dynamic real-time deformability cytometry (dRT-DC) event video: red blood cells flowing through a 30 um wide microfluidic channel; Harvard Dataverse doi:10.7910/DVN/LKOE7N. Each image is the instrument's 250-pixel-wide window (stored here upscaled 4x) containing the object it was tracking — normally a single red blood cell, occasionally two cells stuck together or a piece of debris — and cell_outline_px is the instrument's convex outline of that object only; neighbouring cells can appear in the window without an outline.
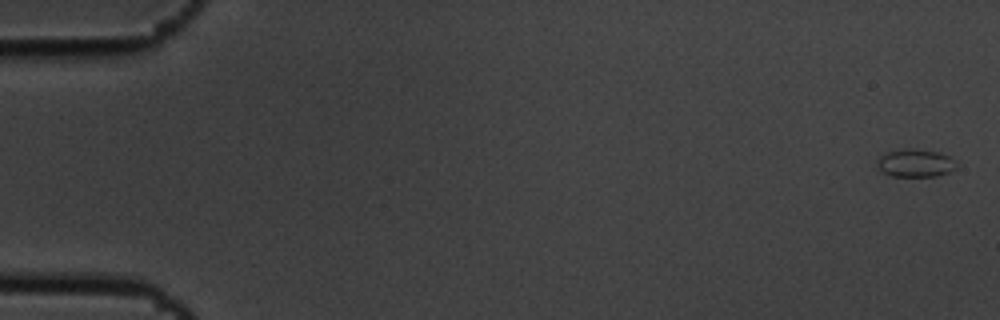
{"species": "common noctule bat (a hibernating species)", "species_latin": "Nyctalus noctula", "temperature_condition": "cold", "stored_images_in_passage": 4, "camera_frame_rate_fps": 3000, "um_per_image_px": 0.085, "animal": {"sex": "male", "body_mass_g": 19.5, "forearm_length_mm": 54.6}, "frame": {"image": 1, "passage_image": 1, "time_ms": 0.0, "image_size_px": [1000, 320], "cell_outline_px": [[956, 168], [948, 172], [936, 176], [892, 176], [884, 172], [876, 164], [876, 160], [880, 156], [888, 152], [908, 148], [916, 148], [940, 152], [948, 156], [956, 164]], "centroid_in_image_um": [77.8, 13.85], "position_along_channel_um": 7.2, "area_um2": 12.77}}